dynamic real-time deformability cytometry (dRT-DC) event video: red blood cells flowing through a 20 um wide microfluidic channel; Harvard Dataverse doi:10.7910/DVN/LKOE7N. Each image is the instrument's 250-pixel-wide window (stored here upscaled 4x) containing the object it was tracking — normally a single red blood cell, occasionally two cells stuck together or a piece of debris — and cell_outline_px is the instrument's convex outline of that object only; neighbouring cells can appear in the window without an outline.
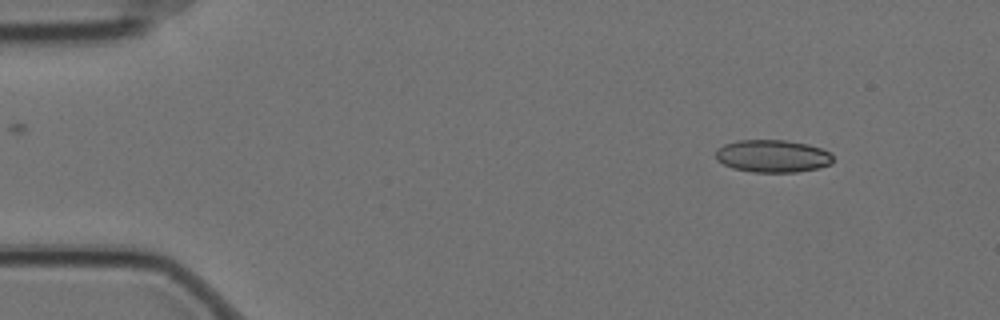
{"species": "Egyptian fruit bat (a non-hibernating species)", "species_latin": "Rousettus aegyptiacus", "temperature_condition": "cold", "stored_images_in_passage": 3, "camera_frame_rate_fps": 3000, "um_per_image_px": 0.085, "animal": {"sex": "female"}, "frame": {"image": 1, "passage_image": 1, "time_ms": 0.0, "image_size_px": [1000, 320], "cell_outline_px": [[832, 164], [820, 168], [796, 172], [752, 172], [732, 168], [716, 160], [716, 148], [724, 144], [736, 140], [784, 140], [808, 144], [820, 148], [828, 152], [832, 156]], "centroid_in_image_um": [65.65, 13.27], "position_along_channel_um": 19.4, "area_um2": 22.37}}